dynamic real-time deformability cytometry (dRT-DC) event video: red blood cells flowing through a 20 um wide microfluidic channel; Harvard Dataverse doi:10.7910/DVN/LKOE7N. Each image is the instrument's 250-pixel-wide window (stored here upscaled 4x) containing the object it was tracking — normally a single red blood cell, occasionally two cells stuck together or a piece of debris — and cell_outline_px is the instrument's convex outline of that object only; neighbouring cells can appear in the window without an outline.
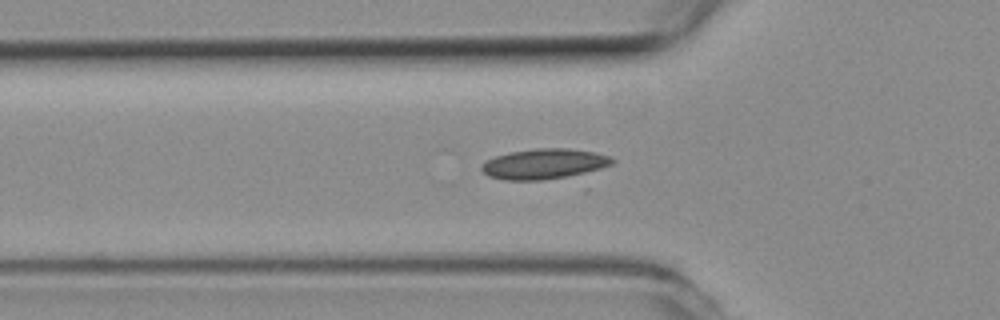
{"species": "common noctule bat (a hibernating species)", "species_latin": "Nyctalus noctula", "temperature_condition": "room temperature", "stored_images_in_passage": 41, "segment_of_instrument_passage": [1, 2], "camera_frame_rate_fps": 3000, "um_per_image_px": 0.085, "animal": {"sex": "female", "body_mass_g": 19.3, "forearm_length_mm": 54.1}, "frame": {"image": 1, "passage_image": 4, "time_ms": 1.0, "image_size_px": [1000, 320], "cell_outline_px": [[616, 160], [612, 164], [580, 176], [540, 180], [504, 180], [488, 176], [480, 168], [488, 160], [496, 156], [512, 152], [536, 148], [564, 148], [592, 152], [608, 156]], "centroid_in_image_um": [46.3, 13.95], "position_along_channel_um": 79.5, "area_um2": 23.12}}
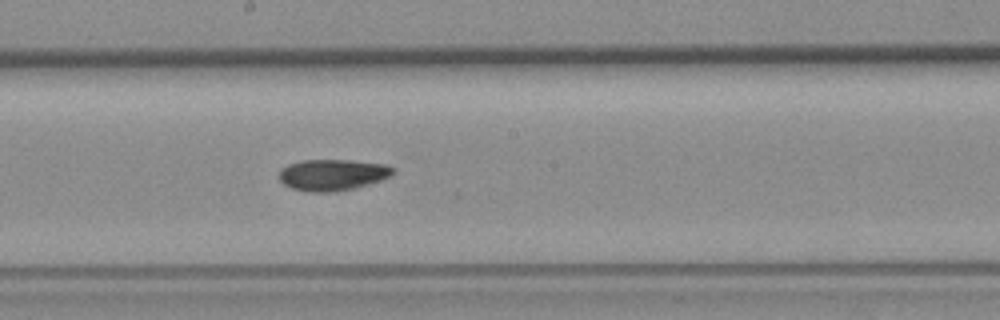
{"frame": {"image": 2, "passage_image": 15, "time_ms": 4.667, "image_size_px": [1000, 320], "cell_outline_px": [[396, 172], [380, 180], [368, 184], [336, 192], [308, 192], [292, 188], [284, 184], [280, 180], [280, 168], [288, 164], [304, 160], [348, 160], [384, 164], [396, 168]], "centroid_in_image_um": [28.25, 14.86], "position_along_channel_um": 219.9, "area_um2": 20.69}}
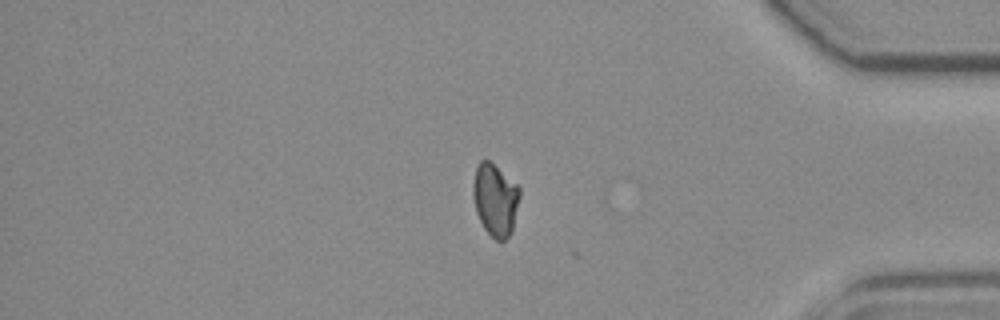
{"frame": {"image": 3, "passage_image": 31, "time_ms": 10.0, "image_size_px": [1000, 320], "cell_outline_px": [[520, 196], [512, 232], [504, 240], [496, 240], [484, 228], [476, 212], [472, 192], [472, 184], [476, 168], [480, 160], [488, 160], [516, 184], [520, 188]], "centroid_in_image_um": [42.09, 16.98], "position_along_channel_um": 393.1, "area_um2": 19.48}}